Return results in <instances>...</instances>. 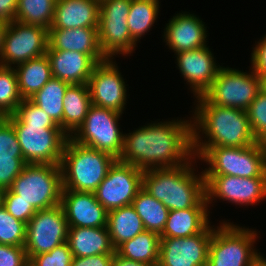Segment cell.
I'll list each match as a JSON object with an SVG mask.
<instances>
[{
  "label": "cell",
  "mask_w": 266,
  "mask_h": 266,
  "mask_svg": "<svg viewBox=\"0 0 266 266\" xmlns=\"http://www.w3.org/2000/svg\"><path fill=\"white\" fill-rule=\"evenodd\" d=\"M143 172L140 168L117 159L94 192L97 201L108 212L132 205L133 199L142 188Z\"/></svg>",
  "instance_id": "obj_14"
},
{
  "label": "cell",
  "mask_w": 266,
  "mask_h": 266,
  "mask_svg": "<svg viewBox=\"0 0 266 266\" xmlns=\"http://www.w3.org/2000/svg\"><path fill=\"white\" fill-rule=\"evenodd\" d=\"M258 144L262 150V152L266 156V133L263 134L259 139H258Z\"/></svg>",
  "instance_id": "obj_48"
},
{
  "label": "cell",
  "mask_w": 266,
  "mask_h": 266,
  "mask_svg": "<svg viewBox=\"0 0 266 266\" xmlns=\"http://www.w3.org/2000/svg\"><path fill=\"white\" fill-rule=\"evenodd\" d=\"M261 86H262V89L264 91H266V75H264L262 78H261Z\"/></svg>",
  "instance_id": "obj_50"
},
{
  "label": "cell",
  "mask_w": 266,
  "mask_h": 266,
  "mask_svg": "<svg viewBox=\"0 0 266 266\" xmlns=\"http://www.w3.org/2000/svg\"><path fill=\"white\" fill-rule=\"evenodd\" d=\"M213 227L184 238H160L158 266H206Z\"/></svg>",
  "instance_id": "obj_17"
},
{
  "label": "cell",
  "mask_w": 266,
  "mask_h": 266,
  "mask_svg": "<svg viewBox=\"0 0 266 266\" xmlns=\"http://www.w3.org/2000/svg\"><path fill=\"white\" fill-rule=\"evenodd\" d=\"M52 76L72 84H87L97 64L88 54L54 50L47 47Z\"/></svg>",
  "instance_id": "obj_22"
},
{
  "label": "cell",
  "mask_w": 266,
  "mask_h": 266,
  "mask_svg": "<svg viewBox=\"0 0 266 266\" xmlns=\"http://www.w3.org/2000/svg\"><path fill=\"white\" fill-rule=\"evenodd\" d=\"M22 266H36L31 259H27V261Z\"/></svg>",
  "instance_id": "obj_51"
},
{
  "label": "cell",
  "mask_w": 266,
  "mask_h": 266,
  "mask_svg": "<svg viewBox=\"0 0 266 266\" xmlns=\"http://www.w3.org/2000/svg\"><path fill=\"white\" fill-rule=\"evenodd\" d=\"M204 179L208 205L216 198L242 206H253L266 199V178L204 175Z\"/></svg>",
  "instance_id": "obj_15"
},
{
  "label": "cell",
  "mask_w": 266,
  "mask_h": 266,
  "mask_svg": "<svg viewBox=\"0 0 266 266\" xmlns=\"http://www.w3.org/2000/svg\"><path fill=\"white\" fill-rule=\"evenodd\" d=\"M26 164H60L69 136L61 127L13 125Z\"/></svg>",
  "instance_id": "obj_11"
},
{
  "label": "cell",
  "mask_w": 266,
  "mask_h": 266,
  "mask_svg": "<svg viewBox=\"0 0 266 266\" xmlns=\"http://www.w3.org/2000/svg\"><path fill=\"white\" fill-rule=\"evenodd\" d=\"M67 243L74 257L115 253L107 227H69Z\"/></svg>",
  "instance_id": "obj_24"
},
{
  "label": "cell",
  "mask_w": 266,
  "mask_h": 266,
  "mask_svg": "<svg viewBox=\"0 0 266 266\" xmlns=\"http://www.w3.org/2000/svg\"><path fill=\"white\" fill-rule=\"evenodd\" d=\"M193 155L206 162L204 175L266 178V156L258 142L252 146L192 147Z\"/></svg>",
  "instance_id": "obj_5"
},
{
  "label": "cell",
  "mask_w": 266,
  "mask_h": 266,
  "mask_svg": "<svg viewBox=\"0 0 266 266\" xmlns=\"http://www.w3.org/2000/svg\"><path fill=\"white\" fill-rule=\"evenodd\" d=\"M26 227L25 222L14 218L3 206L0 208V244L24 247Z\"/></svg>",
  "instance_id": "obj_36"
},
{
  "label": "cell",
  "mask_w": 266,
  "mask_h": 266,
  "mask_svg": "<svg viewBox=\"0 0 266 266\" xmlns=\"http://www.w3.org/2000/svg\"><path fill=\"white\" fill-rule=\"evenodd\" d=\"M70 84L52 77L30 100L63 130V99Z\"/></svg>",
  "instance_id": "obj_30"
},
{
  "label": "cell",
  "mask_w": 266,
  "mask_h": 266,
  "mask_svg": "<svg viewBox=\"0 0 266 266\" xmlns=\"http://www.w3.org/2000/svg\"><path fill=\"white\" fill-rule=\"evenodd\" d=\"M111 266H155V265L128 260L121 257L115 252L111 262Z\"/></svg>",
  "instance_id": "obj_46"
},
{
  "label": "cell",
  "mask_w": 266,
  "mask_h": 266,
  "mask_svg": "<svg viewBox=\"0 0 266 266\" xmlns=\"http://www.w3.org/2000/svg\"><path fill=\"white\" fill-rule=\"evenodd\" d=\"M192 151V120L149 123L124 134L119 161L142 171L176 167L197 158Z\"/></svg>",
  "instance_id": "obj_1"
},
{
  "label": "cell",
  "mask_w": 266,
  "mask_h": 266,
  "mask_svg": "<svg viewBox=\"0 0 266 266\" xmlns=\"http://www.w3.org/2000/svg\"><path fill=\"white\" fill-rule=\"evenodd\" d=\"M48 29L11 21L5 31L0 65L13 67L46 54Z\"/></svg>",
  "instance_id": "obj_13"
},
{
  "label": "cell",
  "mask_w": 266,
  "mask_h": 266,
  "mask_svg": "<svg viewBox=\"0 0 266 266\" xmlns=\"http://www.w3.org/2000/svg\"><path fill=\"white\" fill-rule=\"evenodd\" d=\"M159 3V0L131 1L127 23L129 33L136 43L154 26L159 13Z\"/></svg>",
  "instance_id": "obj_32"
},
{
  "label": "cell",
  "mask_w": 266,
  "mask_h": 266,
  "mask_svg": "<svg viewBox=\"0 0 266 266\" xmlns=\"http://www.w3.org/2000/svg\"><path fill=\"white\" fill-rule=\"evenodd\" d=\"M60 205L69 227H107L108 211L93 192L62 190Z\"/></svg>",
  "instance_id": "obj_19"
},
{
  "label": "cell",
  "mask_w": 266,
  "mask_h": 266,
  "mask_svg": "<svg viewBox=\"0 0 266 266\" xmlns=\"http://www.w3.org/2000/svg\"><path fill=\"white\" fill-rule=\"evenodd\" d=\"M27 259L23 246L0 244V266H22Z\"/></svg>",
  "instance_id": "obj_42"
},
{
  "label": "cell",
  "mask_w": 266,
  "mask_h": 266,
  "mask_svg": "<svg viewBox=\"0 0 266 266\" xmlns=\"http://www.w3.org/2000/svg\"><path fill=\"white\" fill-rule=\"evenodd\" d=\"M6 118L13 125H36L42 127L58 126L44 110L34 104L30 99L22 100L16 112Z\"/></svg>",
  "instance_id": "obj_35"
},
{
  "label": "cell",
  "mask_w": 266,
  "mask_h": 266,
  "mask_svg": "<svg viewBox=\"0 0 266 266\" xmlns=\"http://www.w3.org/2000/svg\"><path fill=\"white\" fill-rule=\"evenodd\" d=\"M182 13L173 16L163 32L164 41L175 54L206 46L208 42L205 23L194 14Z\"/></svg>",
  "instance_id": "obj_20"
},
{
  "label": "cell",
  "mask_w": 266,
  "mask_h": 266,
  "mask_svg": "<svg viewBox=\"0 0 266 266\" xmlns=\"http://www.w3.org/2000/svg\"><path fill=\"white\" fill-rule=\"evenodd\" d=\"M107 58L95 65L87 82L92 105L123 113L127 89L117 64Z\"/></svg>",
  "instance_id": "obj_16"
},
{
  "label": "cell",
  "mask_w": 266,
  "mask_h": 266,
  "mask_svg": "<svg viewBox=\"0 0 266 266\" xmlns=\"http://www.w3.org/2000/svg\"><path fill=\"white\" fill-rule=\"evenodd\" d=\"M176 55L178 69L187 84L190 85L195 97L203 95L221 68L216 63L209 47L206 45L193 50L181 51Z\"/></svg>",
  "instance_id": "obj_18"
},
{
  "label": "cell",
  "mask_w": 266,
  "mask_h": 266,
  "mask_svg": "<svg viewBox=\"0 0 266 266\" xmlns=\"http://www.w3.org/2000/svg\"><path fill=\"white\" fill-rule=\"evenodd\" d=\"M68 222L61 205L39 210L28 221L24 248L28 259L67 242Z\"/></svg>",
  "instance_id": "obj_12"
},
{
  "label": "cell",
  "mask_w": 266,
  "mask_h": 266,
  "mask_svg": "<svg viewBox=\"0 0 266 266\" xmlns=\"http://www.w3.org/2000/svg\"><path fill=\"white\" fill-rule=\"evenodd\" d=\"M121 115L122 113L117 111L91 105L85 120L70 138L119 159L124 140V134L118 125Z\"/></svg>",
  "instance_id": "obj_8"
},
{
  "label": "cell",
  "mask_w": 266,
  "mask_h": 266,
  "mask_svg": "<svg viewBox=\"0 0 266 266\" xmlns=\"http://www.w3.org/2000/svg\"><path fill=\"white\" fill-rule=\"evenodd\" d=\"M57 0H18L15 21L49 30Z\"/></svg>",
  "instance_id": "obj_33"
},
{
  "label": "cell",
  "mask_w": 266,
  "mask_h": 266,
  "mask_svg": "<svg viewBox=\"0 0 266 266\" xmlns=\"http://www.w3.org/2000/svg\"><path fill=\"white\" fill-rule=\"evenodd\" d=\"M116 160L69 137L60 162L63 190L94 193Z\"/></svg>",
  "instance_id": "obj_4"
},
{
  "label": "cell",
  "mask_w": 266,
  "mask_h": 266,
  "mask_svg": "<svg viewBox=\"0 0 266 266\" xmlns=\"http://www.w3.org/2000/svg\"><path fill=\"white\" fill-rule=\"evenodd\" d=\"M0 157H23L13 124L0 117Z\"/></svg>",
  "instance_id": "obj_38"
},
{
  "label": "cell",
  "mask_w": 266,
  "mask_h": 266,
  "mask_svg": "<svg viewBox=\"0 0 266 266\" xmlns=\"http://www.w3.org/2000/svg\"><path fill=\"white\" fill-rule=\"evenodd\" d=\"M192 162L190 159L180 166L144 171L142 188L161 201L169 211L209 207L203 171L195 175Z\"/></svg>",
  "instance_id": "obj_3"
},
{
  "label": "cell",
  "mask_w": 266,
  "mask_h": 266,
  "mask_svg": "<svg viewBox=\"0 0 266 266\" xmlns=\"http://www.w3.org/2000/svg\"><path fill=\"white\" fill-rule=\"evenodd\" d=\"M22 100L14 68L0 65V117L14 114Z\"/></svg>",
  "instance_id": "obj_34"
},
{
  "label": "cell",
  "mask_w": 266,
  "mask_h": 266,
  "mask_svg": "<svg viewBox=\"0 0 266 266\" xmlns=\"http://www.w3.org/2000/svg\"><path fill=\"white\" fill-rule=\"evenodd\" d=\"M132 206L142 219L145 230L159 235L163 232L169 210L161 201L141 188L133 199Z\"/></svg>",
  "instance_id": "obj_31"
},
{
  "label": "cell",
  "mask_w": 266,
  "mask_h": 266,
  "mask_svg": "<svg viewBox=\"0 0 266 266\" xmlns=\"http://www.w3.org/2000/svg\"><path fill=\"white\" fill-rule=\"evenodd\" d=\"M114 254L73 257L71 266H111Z\"/></svg>",
  "instance_id": "obj_44"
},
{
  "label": "cell",
  "mask_w": 266,
  "mask_h": 266,
  "mask_svg": "<svg viewBox=\"0 0 266 266\" xmlns=\"http://www.w3.org/2000/svg\"><path fill=\"white\" fill-rule=\"evenodd\" d=\"M26 165L23 157H0V190L10 188Z\"/></svg>",
  "instance_id": "obj_41"
},
{
  "label": "cell",
  "mask_w": 266,
  "mask_h": 266,
  "mask_svg": "<svg viewBox=\"0 0 266 266\" xmlns=\"http://www.w3.org/2000/svg\"><path fill=\"white\" fill-rule=\"evenodd\" d=\"M8 24V22L0 20V57L3 50L4 35Z\"/></svg>",
  "instance_id": "obj_47"
},
{
  "label": "cell",
  "mask_w": 266,
  "mask_h": 266,
  "mask_svg": "<svg viewBox=\"0 0 266 266\" xmlns=\"http://www.w3.org/2000/svg\"><path fill=\"white\" fill-rule=\"evenodd\" d=\"M208 207L171 210L160 238H184L202 232L211 223Z\"/></svg>",
  "instance_id": "obj_25"
},
{
  "label": "cell",
  "mask_w": 266,
  "mask_h": 266,
  "mask_svg": "<svg viewBox=\"0 0 266 266\" xmlns=\"http://www.w3.org/2000/svg\"><path fill=\"white\" fill-rule=\"evenodd\" d=\"M107 228L115 249L145 230L142 219L132 205L109 211Z\"/></svg>",
  "instance_id": "obj_28"
},
{
  "label": "cell",
  "mask_w": 266,
  "mask_h": 266,
  "mask_svg": "<svg viewBox=\"0 0 266 266\" xmlns=\"http://www.w3.org/2000/svg\"><path fill=\"white\" fill-rule=\"evenodd\" d=\"M63 103V131L70 137L83 123L92 105L87 84L69 85Z\"/></svg>",
  "instance_id": "obj_27"
},
{
  "label": "cell",
  "mask_w": 266,
  "mask_h": 266,
  "mask_svg": "<svg viewBox=\"0 0 266 266\" xmlns=\"http://www.w3.org/2000/svg\"><path fill=\"white\" fill-rule=\"evenodd\" d=\"M3 206L2 191L0 190V208Z\"/></svg>",
  "instance_id": "obj_52"
},
{
  "label": "cell",
  "mask_w": 266,
  "mask_h": 266,
  "mask_svg": "<svg viewBox=\"0 0 266 266\" xmlns=\"http://www.w3.org/2000/svg\"><path fill=\"white\" fill-rule=\"evenodd\" d=\"M48 48L88 54L96 63L107 59L100 48L98 28L49 29Z\"/></svg>",
  "instance_id": "obj_21"
},
{
  "label": "cell",
  "mask_w": 266,
  "mask_h": 266,
  "mask_svg": "<svg viewBox=\"0 0 266 266\" xmlns=\"http://www.w3.org/2000/svg\"><path fill=\"white\" fill-rule=\"evenodd\" d=\"M132 0H100L98 36L103 55L127 56L133 53L136 42L132 39L127 18Z\"/></svg>",
  "instance_id": "obj_10"
},
{
  "label": "cell",
  "mask_w": 266,
  "mask_h": 266,
  "mask_svg": "<svg viewBox=\"0 0 266 266\" xmlns=\"http://www.w3.org/2000/svg\"><path fill=\"white\" fill-rule=\"evenodd\" d=\"M256 238L253 229L222 222L213 229L206 266H251L262 256L254 249Z\"/></svg>",
  "instance_id": "obj_7"
},
{
  "label": "cell",
  "mask_w": 266,
  "mask_h": 266,
  "mask_svg": "<svg viewBox=\"0 0 266 266\" xmlns=\"http://www.w3.org/2000/svg\"><path fill=\"white\" fill-rule=\"evenodd\" d=\"M3 207L14 218H17L26 224L34 216L37 210L31 205L21 199H15V193L10 189L2 191Z\"/></svg>",
  "instance_id": "obj_40"
},
{
  "label": "cell",
  "mask_w": 266,
  "mask_h": 266,
  "mask_svg": "<svg viewBox=\"0 0 266 266\" xmlns=\"http://www.w3.org/2000/svg\"><path fill=\"white\" fill-rule=\"evenodd\" d=\"M251 266H266V258L260 256Z\"/></svg>",
  "instance_id": "obj_49"
},
{
  "label": "cell",
  "mask_w": 266,
  "mask_h": 266,
  "mask_svg": "<svg viewBox=\"0 0 266 266\" xmlns=\"http://www.w3.org/2000/svg\"><path fill=\"white\" fill-rule=\"evenodd\" d=\"M159 251L160 235L148 230L142 231L115 249V252L125 259L155 266L159 263Z\"/></svg>",
  "instance_id": "obj_29"
},
{
  "label": "cell",
  "mask_w": 266,
  "mask_h": 266,
  "mask_svg": "<svg viewBox=\"0 0 266 266\" xmlns=\"http://www.w3.org/2000/svg\"><path fill=\"white\" fill-rule=\"evenodd\" d=\"M18 82V89L23 100L30 99L53 76L47 55L30 59L13 66Z\"/></svg>",
  "instance_id": "obj_26"
},
{
  "label": "cell",
  "mask_w": 266,
  "mask_h": 266,
  "mask_svg": "<svg viewBox=\"0 0 266 266\" xmlns=\"http://www.w3.org/2000/svg\"><path fill=\"white\" fill-rule=\"evenodd\" d=\"M251 56L252 69L262 78L266 75V35L257 42Z\"/></svg>",
  "instance_id": "obj_43"
},
{
  "label": "cell",
  "mask_w": 266,
  "mask_h": 266,
  "mask_svg": "<svg viewBox=\"0 0 266 266\" xmlns=\"http://www.w3.org/2000/svg\"><path fill=\"white\" fill-rule=\"evenodd\" d=\"M18 0H0V20L10 23L15 20Z\"/></svg>",
  "instance_id": "obj_45"
},
{
  "label": "cell",
  "mask_w": 266,
  "mask_h": 266,
  "mask_svg": "<svg viewBox=\"0 0 266 266\" xmlns=\"http://www.w3.org/2000/svg\"><path fill=\"white\" fill-rule=\"evenodd\" d=\"M100 0H57L49 29L98 28Z\"/></svg>",
  "instance_id": "obj_23"
},
{
  "label": "cell",
  "mask_w": 266,
  "mask_h": 266,
  "mask_svg": "<svg viewBox=\"0 0 266 266\" xmlns=\"http://www.w3.org/2000/svg\"><path fill=\"white\" fill-rule=\"evenodd\" d=\"M15 199L37 211L60 205L63 184L60 164H26L9 188Z\"/></svg>",
  "instance_id": "obj_6"
},
{
  "label": "cell",
  "mask_w": 266,
  "mask_h": 266,
  "mask_svg": "<svg viewBox=\"0 0 266 266\" xmlns=\"http://www.w3.org/2000/svg\"><path fill=\"white\" fill-rule=\"evenodd\" d=\"M196 99L192 117V147L239 148L258 142L246 111L211 104L202 95ZM201 131L207 141L202 140Z\"/></svg>",
  "instance_id": "obj_2"
},
{
  "label": "cell",
  "mask_w": 266,
  "mask_h": 266,
  "mask_svg": "<svg viewBox=\"0 0 266 266\" xmlns=\"http://www.w3.org/2000/svg\"><path fill=\"white\" fill-rule=\"evenodd\" d=\"M254 136L258 140L266 133V91L261 89L246 110Z\"/></svg>",
  "instance_id": "obj_37"
},
{
  "label": "cell",
  "mask_w": 266,
  "mask_h": 266,
  "mask_svg": "<svg viewBox=\"0 0 266 266\" xmlns=\"http://www.w3.org/2000/svg\"><path fill=\"white\" fill-rule=\"evenodd\" d=\"M261 89V77L253 69L246 73L223 66L202 96L211 104L246 111Z\"/></svg>",
  "instance_id": "obj_9"
},
{
  "label": "cell",
  "mask_w": 266,
  "mask_h": 266,
  "mask_svg": "<svg viewBox=\"0 0 266 266\" xmlns=\"http://www.w3.org/2000/svg\"><path fill=\"white\" fill-rule=\"evenodd\" d=\"M73 257L68 243L65 242L52 251L33 256L31 260L36 266H71Z\"/></svg>",
  "instance_id": "obj_39"
}]
</instances>
